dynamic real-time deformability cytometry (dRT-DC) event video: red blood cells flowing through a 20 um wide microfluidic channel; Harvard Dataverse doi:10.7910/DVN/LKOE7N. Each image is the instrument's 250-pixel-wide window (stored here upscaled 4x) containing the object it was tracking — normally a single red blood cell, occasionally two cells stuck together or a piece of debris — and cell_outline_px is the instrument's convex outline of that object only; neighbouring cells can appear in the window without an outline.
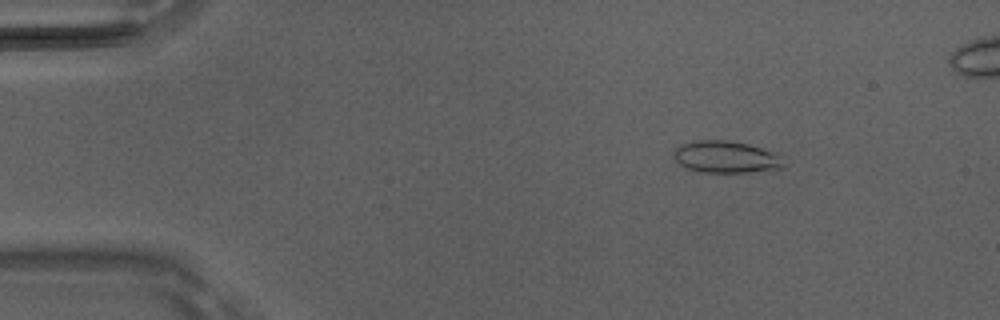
{"species": "Egyptian fruit bat (a non-hibernating species)", "species_latin": "Rousettus aegyptiacus", "temperature_condition": "room temperature", "stored_images_in_passage": 5, "camera_frame_rate_fps": 3000, "um_per_image_px": 0.085, "animal": {"sex": "male"}, "frame": {"image": 1, "passage_image": 2, "time_ms": 0.333, "image_size_px": [1000, 320], "cell_outline_px": [[788, 164], [784, 168], [748, 172], [692, 172], [684, 168], [672, 156], [672, 152], [680, 144], [696, 140], [728, 140], [748, 144], [780, 152]], "centroid_in_image_um": [61.76, 13.34], "position_along_channel_um": 23.2, "area_um2": 21.27}}